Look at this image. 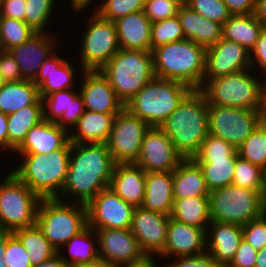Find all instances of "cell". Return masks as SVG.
<instances>
[{"instance_id":"17","label":"cell","mask_w":266,"mask_h":267,"mask_svg":"<svg viewBox=\"0 0 266 267\" xmlns=\"http://www.w3.org/2000/svg\"><path fill=\"white\" fill-rule=\"evenodd\" d=\"M170 216L135 207L130 231L146 255L159 256L165 248Z\"/></svg>"},{"instance_id":"56","label":"cell","mask_w":266,"mask_h":267,"mask_svg":"<svg viewBox=\"0 0 266 267\" xmlns=\"http://www.w3.org/2000/svg\"><path fill=\"white\" fill-rule=\"evenodd\" d=\"M159 258L157 255H144L142 258L134 260L126 265L121 267H164L163 263L161 266L158 265L159 260L155 259ZM158 265V266H157Z\"/></svg>"},{"instance_id":"13","label":"cell","mask_w":266,"mask_h":267,"mask_svg":"<svg viewBox=\"0 0 266 267\" xmlns=\"http://www.w3.org/2000/svg\"><path fill=\"white\" fill-rule=\"evenodd\" d=\"M258 127V111L208 105V132L236 149Z\"/></svg>"},{"instance_id":"49","label":"cell","mask_w":266,"mask_h":267,"mask_svg":"<svg viewBox=\"0 0 266 267\" xmlns=\"http://www.w3.org/2000/svg\"><path fill=\"white\" fill-rule=\"evenodd\" d=\"M243 238L257 251L266 247V212L242 226Z\"/></svg>"},{"instance_id":"9","label":"cell","mask_w":266,"mask_h":267,"mask_svg":"<svg viewBox=\"0 0 266 267\" xmlns=\"http://www.w3.org/2000/svg\"><path fill=\"white\" fill-rule=\"evenodd\" d=\"M211 221L243 226L266 212V198L257 190L229 184L210 192Z\"/></svg>"},{"instance_id":"32","label":"cell","mask_w":266,"mask_h":267,"mask_svg":"<svg viewBox=\"0 0 266 267\" xmlns=\"http://www.w3.org/2000/svg\"><path fill=\"white\" fill-rule=\"evenodd\" d=\"M65 249L68 250L69 256L64 252ZM63 252L64 254H62ZM58 253L68 267L84 265L96 261L99 259V253L98 237L95 230L87 225L82 231L64 244L58 250Z\"/></svg>"},{"instance_id":"2","label":"cell","mask_w":266,"mask_h":267,"mask_svg":"<svg viewBox=\"0 0 266 267\" xmlns=\"http://www.w3.org/2000/svg\"><path fill=\"white\" fill-rule=\"evenodd\" d=\"M160 128L183 159H192L209 134L208 104L199 89H193Z\"/></svg>"},{"instance_id":"58","label":"cell","mask_w":266,"mask_h":267,"mask_svg":"<svg viewBox=\"0 0 266 267\" xmlns=\"http://www.w3.org/2000/svg\"><path fill=\"white\" fill-rule=\"evenodd\" d=\"M253 15L266 27V0H256Z\"/></svg>"},{"instance_id":"21","label":"cell","mask_w":266,"mask_h":267,"mask_svg":"<svg viewBox=\"0 0 266 267\" xmlns=\"http://www.w3.org/2000/svg\"><path fill=\"white\" fill-rule=\"evenodd\" d=\"M40 98L44 120L56 123L68 132L85 112L83 98L78 88L61 90Z\"/></svg>"},{"instance_id":"35","label":"cell","mask_w":266,"mask_h":267,"mask_svg":"<svg viewBox=\"0 0 266 267\" xmlns=\"http://www.w3.org/2000/svg\"><path fill=\"white\" fill-rule=\"evenodd\" d=\"M170 218L206 231L211 222L209 197L174 198Z\"/></svg>"},{"instance_id":"19","label":"cell","mask_w":266,"mask_h":267,"mask_svg":"<svg viewBox=\"0 0 266 267\" xmlns=\"http://www.w3.org/2000/svg\"><path fill=\"white\" fill-rule=\"evenodd\" d=\"M83 80H82V79ZM77 87L82 95L85 110L102 114H118L124 104L117 98L114 89L99 70L80 73Z\"/></svg>"},{"instance_id":"54","label":"cell","mask_w":266,"mask_h":267,"mask_svg":"<svg viewBox=\"0 0 266 267\" xmlns=\"http://www.w3.org/2000/svg\"><path fill=\"white\" fill-rule=\"evenodd\" d=\"M26 0H0V16L24 22Z\"/></svg>"},{"instance_id":"50","label":"cell","mask_w":266,"mask_h":267,"mask_svg":"<svg viewBox=\"0 0 266 267\" xmlns=\"http://www.w3.org/2000/svg\"><path fill=\"white\" fill-rule=\"evenodd\" d=\"M167 261L164 267H221L207 251L195 256L174 257Z\"/></svg>"},{"instance_id":"5","label":"cell","mask_w":266,"mask_h":267,"mask_svg":"<svg viewBox=\"0 0 266 267\" xmlns=\"http://www.w3.org/2000/svg\"><path fill=\"white\" fill-rule=\"evenodd\" d=\"M192 90L180 81L155 76L124 108L151 127H160Z\"/></svg>"},{"instance_id":"1","label":"cell","mask_w":266,"mask_h":267,"mask_svg":"<svg viewBox=\"0 0 266 267\" xmlns=\"http://www.w3.org/2000/svg\"><path fill=\"white\" fill-rule=\"evenodd\" d=\"M115 165L106 143H72L67 176L57 198L87 205L109 187Z\"/></svg>"},{"instance_id":"3","label":"cell","mask_w":266,"mask_h":267,"mask_svg":"<svg viewBox=\"0 0 266 267\" xmlns=\"http://www.w3.org/2000/svg\"><path fill=\"white\" fill-rule=\"evenodd\" d=\"M72 143L50 154H16L21 161L11 170L29 189L41 199L57 198L62 190L69 166ZM20 165V166H19Z\"/></svg>"},{"instance_id":"30","label":"cell","mask_w":266,"mask_h":267,"mask_svg":"<svg viewBox=\"0 0 266 267\" xmlns=\"http://www.w3.org/2000/svg\"><path fill=\"white\" fill-rule=\"evenodd\" d=\"M117 114H102L85 110L69 132L71 143H106Z\"/></svg>"},{"instance_id":"63","label":"cell","mask_w":266,"mask_h":267,"mask_svg":"<svg viewBox=\"0 0 266 267\" xmlns=\"http://www.w3.org/2000/svg\"><path fill=\"white\" fill-rule=\"evenodd\" d=\"M73 267H117V266L109 263L106 260L97 259L94 262L84 264V265L73 266Z\"/></svg>"},{"instance_id":"6","label":"cell","mask_w":266,"mask_h":267,"mask_svg":"<svg viewBox=\"0 0 266 267\" xmlns=\"http://www.w3.org/2000/svg\"><path fill=\"white\" fill-rule=\"evenodd\" d=\"M199 90L204 94L208 105L258 111L266 101L260 76L252 69L215 77Z\"/></svg>"},{"instance_id":"67","label":"cell","mask_w":266,"mask_h":267,"mask_svg":"<svg viewBox=\"0 0 266 267\" xmlns=\"http://www.w3.org/2000/svg\"><path fill=\"white\" fill-rule=\"evenodd\" d=\"M182 4H185L188 0H179Z\"/></svg>"},{"instance_id":"47","label":"cell","mask_w":266,"mask_h":267,"mask_svg":"<svg viewBox=\"0 0 266 267\" xmlns=\"http://www.w3.org/2000/svg\"><path fill=\"white\" fill-rule=\"evenodd\" d=\"M181 5L179 0H146L142 11L154 23L177 16Z\"/></svg>"},{"instance_id":"40","label":"cell","mask_w":266,"mask_h":267,"mask_svg":"<svg viewBox=\"0 0 266 267\" xmlns=\"http://www.w3.org/2000/svg\"><path fill=\"white\" fill-rule=\"evenodd\" d=\"M232 184L259 191L266 198L265 170L249 161L237 158Z\"/></svg>"},{"instance_id":"14","label":"cell","mask_w":266,"mask_h":267,"mask_svg":"<svg viewBox=\"0 0 266 267\" xmlns=\"http://www.w3.org/2000/svg\"><path fill=\"white\" fill-rule=\"evenodd\" d=\"M86 206L88 225L94 230L130 229L135 207L109 187L100 191Z\"/></svg>"},{"instance_id":"62","label":"cell","mask_w":266,"mask_h":267,"mask_svg":"<svg viewBox=\"0 0 266 267\" xmlns=\"http://www.w3.org/2000/svg\"><path fill=\"white\" fill-rule=\"evenodd\" d=\"M258 126L266 132V101L258 109Z\"/></svg>"},{"instance_id":"10","label":"cell","mask_w":266,"mask_h":267,"mask_svg":"<svg viewBox=\"0 0 266 267\" xmlns=\"http://www.w3.org/2000/svg\"><path fill=\"white\" fill-rule=\"evenodd\" d=\"M8 172L0 180V227L13 233L36 224L41 198L11 170Z\"/></svg>"},{"instance_id":"8","label":"cell","mask_w":266,"mask_h":267,"mask_svg":"<svg viewBox=\"0 0 266 267\" xmlns=\"http://www.w3.org/2000/svg\"><path fill=\"white\" fill-rule=\"evenodd\" d=\"M36 224L50 244L59 250L88 225L87 206L58 198L40 200Z\"/></svg>"},{"instance_id":"48","label":"cell","mask_w":266,"mask_h":267,"mask_svg":"<svg viewBox=\"0 0 266 267\" xmlns=\"http://www.w3.org/2000/svg\"><path fill=\"white\" fill-rule=\"evenodd\" d=\"M4 262L7 267H32L25 247L13 233L6 240Z\"/></svg>"},{"instance_id":"42","label":"cell","mask_w":266,"mask_h":267,"mask_svg":"<svg viewBox=\"0 0 266 267\" xmlns=\"http://www.w3.org/2000/svg\"><path fill=\"white\" fill-rule=\"evenodd\" d=\"M239 156L266 171V132L257 127L237 149Z\"/></svg>"},{"instance_id":"57","label":"cell","mask_w":266,"mask_h":267,"mask_svg":"<svg viewBox=\"0 0 266 267\" xmlns=\"http://www.w3.org/2000/svg\"><path fill=\"white\" fill-rule=\"evenodd\" d=\"M7 115L0 111V150L1 153L8 152V125ZM5 150V151H4Z\"/></svg>"},{"instance_id":"34","label":"cell","mask_w":266,"mask_h":267,"mask_svg":"<svg viewBox=\"0 0 266 267\" xmlns=\"http://www.w3.org/2000/svg\"><path fill=\"white\" fill-rule=\"evenodd\" d=\"M264 28L253 13L231 15L223 24L222 38L251 51Z\"/></svg>"},{"instance_id":"59","label":"cell","mask_w":266,"mask_h":267,"mask_svg":"<svg viewBox=\"0 0 266 267\" xmlns=\"http://www.w3.org/2000/svg\"><path fill=\"white\" fill-rule=\"evenodd\" d=\"M94 0H69V5L71 4V9L75 11V13H80L82 12L83 14V11L88 9V6L90 7L91 6V9L92 7H94L96 3H93ZM93 3V5H92Z\"/></svg>"},{"instance_id":"28","label":"cell","mask_w":266,"mask_h":267,"mask_svg":"<svg viewBox=\"0 0 266 267\" xmlns=\"http://www.w3.org/2000/svg\"><path fill=\"white\" fill-rule=\"evenodd\" d=\"M178 19L186 39L207 49L222 38L223 25L202 17L196 11L182 4Z\"/></svg>"},{"instance_id":"4","label":"cell","mask_w":266,"mask_h":267,"mask_svg":"<svg viewBox=\"0 0 266 267\" xmlns=\"http://www.w3.org/2000/svg\"><path fill=\"white\" fill-rule=\"evenodd\" d=\"M154 75L180 81L192 89L203 86L206 49L184 39L151 50Z\"/></svg>"},{"instance_id":"36","label":"cell","mask_w":266,"mask_h":267,"mask_svg":"<svg viewBox=\"0 0 266 267\" xmlns=\"http://www.w3.org/2000/svg\"><path fill=\"white\" fill-rule=\"evenodd\" d=\"M39 98V89L30 80L5 82L0 87V111L8 115L33 105Z\"/></svg>"},{"instance_id":"15","label":"cell","mask_w":266,"mask_h":267,"mask_svg":"<svg viewBox=\"0 0 266 267\" xmlns=\"http://www.w3.org/2000/svg\"><path fill=\"white\" fill-rule=\"evenodd\" d=\"M171 139L160 127H150L141 144L140 154L134 163L148 172H173L183 161Z\"/></svg>"},{"instance_id":"26","label":"cell","mask_w":266,"mask_h":267,"mask_svg":"<svg viewBox=\"0 0 266 267\" xmlns=\"http://www.w3.org/2000/svg\"><path fill=\"white\" fill-rule=\"evenodd\" d=\"M146 172L134 163L116 164L109 188L134 207H141L145 196Z\"/></svg>"},{"instance_id":"18","label":"cell","mask_w":266,"mask_h":267,"mask_svg":"<svg viewBox=\"0 0 266 267\" xmlns=\"http://www.w3.org/2000/svg\"><path fill=\"white\" fill-rule=\"evenodd\" d=\"M99 259L121 267L142 258V251L130 229H96Z\"/></svg>"},{"instance_id":"24","label":"cell","mask_w":266,"mask_h":267,"mask_svg":"<svg viewBox=\"0 0 266 267\" xmlns=\"http://www.w3.org/2000/svg\"><path fill=\"white\" fill-rule=\"evenodd\" d=\"M242 239V226L211 221L206 230V251L221 267H227Z\"/></svg>"},{"instance_id":"38","label":"cell","mask_w":266,"mask_h":267,"mask_svg":"<svg viewBox=\"0 0 266 267\" xmlns=\"http://www.w3.org/2000/svg\"><path fill=\"white\" fill-rule=\"evenodd\" d=\"M238 157L239 154L236 151L228 159L194 160L201 168L210 192L232 184Z\"/></svg>"},{"instance_id":"16","label":"cell","mask_w":266,"mask_h":267,"mask_svg":"<svg viewBox=\"0 0 266 267\" xmlns=\"http://www.w3.org/2000/svg\"><path fill=\"white\" fill-rule=\"evenodd\" d=\"M248 69H251L250 51L236 42L221 38L206 49L203 85L215 77Z\"/></svg>"},{"instance_id":"55","label":"cell","mask_w":266,"mask_h":267,"mask_svg":"<svg viewBox=\"0 0 266 267\" xmlns=\"http://www.w3.org/2000/svg\"><path fill=\"white\" fill-rule=\"evenodd\" d=\"M231 15L251 14L256 0H223Z\"/></svg>"},{"instance_id":"22","label":"cell","mask_w":266,"mask_h":267,"mask_svg":"<svg viewBox=\"0 0 266 267\" xmlns=\"http://www.w3.org/2000/svg\"><path fill=\"white\" fill-rule=\"evenodd\" d=\"M206 252V231L169 219L167 240L159 259L195 256ZM173 256V257H172ZM166 258V259H165Z\"/></svg>"},{"instance_id":"64","label":"cell","mask_w":266,"mask_h":267,"mask_svg":"<svg viewBox=\"0 0 266 267\" xmlns=\"http://www.w3.org/2000/svg\"><path fill=\"white\" fill-rule=\"evenodd\" d=\"M255 267H266V247L258 250Z\"/></svg>"},{"instance_id":"61","label":"cell","mask_w":266,"mask_h":267,"mask_svg":"<svg viewBox=\"0 0 266 267\" xmlns=\"http://www.w3.org/2000/svg\"><path fill=\"white\" fill-rule=\"evenodd\" d=\"M32 267H68L64 260L60 257L59 253L53 257L47 259L45 262H42L39 265Z\"/></svg>"},{"instance_id":"27","label":"cell","mask_w":266,"mask_h":267,"mask_svg":"<svg viewBox=\"0 0 266 267\" xmlns=\"http://www.w3.org/2000/svg\"><path fill=\"white\" fill-rule=\"evenodd\" d=\"M115 22L121 49L151 51V21L139 11L118 18Z\"/></svg>"},{"instance_id":"46","label":"cell","mask_w":266,"mask_h":267,"mask_svg":"<svg viewBox=\"0 0 266 267\" xmlns=\"http://www.w3.org/2000/svg\"><path fill=\"white\" fill-rule=\"evenodd\" d=\"M185 5L202 17L222 25L231 16L223 0H188Z\"/></svg>"},{"instance_id":"66","label":"cell","mask_w":266,"mask_h":267,"mask_svg":"<svg viewBox=\"0 0 266 267\" xmlns=\"http://www.w3.org/2000/svg\"><path fill=\"white\" fill-rule=\"evenodd\" d=\"M5 83L3 77H2V74L0 72V87Z\"/></svg>"},{"instance_id":"43","label":"cell","mask_w":266,"mask_h":267,"mask_svg":"<svg viewBox=\"0 0 266 267\" xmlns=\"http://www.w3.org/2000/svg\"><path fill=\"white\" fill-rule=\"evenodd\" d=\"M151 50L186 39L178 16L151 23Z\"/></svg>"},{"instance_id":"25","label":"cell","mask_w":266,"mask_h":267,"mask_svg":"<svg viewBox=\"0 0 266 267\" xmlns=\"http://www.w3.org/2000/svg\"><path fill=\"white\" fill-rule=\"evenodd\" d=\"M69 141V132L46 120L33 126L12 154H50Z\"/></svg>"},{"instance_id":"51","label":"cell","mask_w":266,"mask_h":267,"mask_svg":"<svg viewBox=\"0 0 266 267\" xmlns=\"http://www.w3.org/2000/svg\"><path fill=\"white\" fill-rule=\"evenodd\" d=\"M0 72L5 82H18L24 80L20 67L9 51L0 50Z\"/></svg>"},{"instance_id":"53","label":"cell","mask_w":266,"mask_h":267,"mask_svg":"<svg viewBox=\"0 0 266 267\" xmlns=\"http://www.w3.org/2000/svg\"><path fill=\"white\" fill-rule=\"evenodd\" d=\"M250 63L251 69H255L254 72L257 70V74L266 68V28L260 33L255 46L250 51Z\"/></svg>"},{"instance_id":"60","label":"cell","mask_w":266,"mask_h":267,"mask_svg":"<svg viewBox=\"0 0 266 267\" xmlns=\"http://www.w3.org/2000/svg\"><path fill=\"white\" fill-rule=\"evenodd\" d=\"M11 232L5 228L0 227V267H7L4 262V252L6 249V240Z\"/></svg>"},{"instance_id":"20","label":"cell","mask_w":266,"mask_h":267,"mask_svg":"<svg viewBox=\"0 0 266 267\" xmlns=\"http://www.w3.org/2000/svg\"><path fill=\"white\" fill-rule=\"evenodd\" d=\"M56 32H38L30 40L8 51L17 61L24 80L33 81L44 61L50 57L60 44ZM58 42V43H57Z\"/></svg>"},{"instance_id":"39","label":"cell","mask_w":266,"mask_h":267,"mask_svg":"<svg viewBox=\"0 0 266 267\" xmlns=\"http://www.w3.org/2000/svg\"><path fill=\"white\" fill-rule=\"evenodd\" d=\"M37 33L23 21L0 16V50L8 51L27 42Z\"/></svg>"},{"instance_id":"45","label":"cell","mask_w":266,"mask_h":267,"mask_svg":"<svg viewBox=\"0 0 266 267\" xmlns=\"http://www.w3.org/2000/svg\"><path fill=\"white\" fill-rule=\"evenodd\" d=\"M237 149L227 141L208 134L201 143L199 151L192 158L193 160L228 159Z\"/></svg>"},{"instance_id":"23","label":"cell","mask_w":266,"mask_h":267,"mask_svg":"<svg viewBox=\"0 0 266 267\" xmlns=\"http://www.w3.org/2000/svg\"><path fill=\"white\" fill-rule=\"evenodd\" d=\"M56 50L41 65L35 79L32 81L39 89L40 97H45L51 93L61 90L72 89L75 84L77 74L80 72L75 68L74 62L62 57ZM61 56V57H60ZM76 74V75H75Z\"/></svg>"},{"instance_id":"37","label":"cell","mask_w":266,"mask_h":267,"mask_svg":"<svg viewBox=\"0 0 266 267\" xmlns=\"http://www.w3.org/2000/svg\"><path fill=\"white\" fill-rule=\"evenodd\" d=\"M25 247L31 265H39L58 253L44 236L37 224L13 232Z\"/></svg>"},{"instance_id":"41","label":"cell","mask_w":266,"mask_h":267,"mask_svg":"<svg viewBox=\"0 0 266 267\" xmlns=\"http://www.w3.org/2000/svg\"><path fill=\"white\" fill-rule=\"evenodd\" d=\"M56 2L57 0H26L24 22L36 32H50L47 25L50 24L52 15H55Z\"/></svg>"},{"instance_id":"29","label":"cell","mask_w":266,"mask_h":267,"mask_svg":"<svg viewBox=\"0 0 266 267\" xmlns=\"http://www.w3.org/2000/svg\"><path fill=\"white\" fill-rule=\"evenodd\" d=\"M173 202V172L146 173L145 196L141 207L170 216Z\"/></svg>"},{"instance_id":"12","label":"cell","mask_w":266,"mask_h":267,"mask_svg":"<svg viewBox=\"0 0 266 267\" xmlns=\"http://www.w3.org/2000/svg\"><path fill=\"white\" fill-rule=\"evenodd\" d=\"M150 125L123 108L114 118L107 148L116 164L135 163Z\"/></svg>"},{"instance_id":"52","label":"cell","mask_w":266,"mask_h":267,"mask_svg":"<svg viewBox=\"0 0 266 267\" xmlns=\"http://www.w3.org/2000/svg\"><path fill=\"white\" fill-rule=\"evenodd\" d=\"M257 254L258 251L243 238L233 260L227 267H255Z\"/></svg>"},{"instance_id":"65","label":"cell","mask_w":266,"mask_h":267,"mask_svg":"<svg viewBox=\"0 0 266 267\" xmlns=\"http://www.w3.org/2000/svg\"><path fill=\"white\" fill-rule=\"evenodd\" d=\"M259 76H261L260 77L261 85H262L264 92L266 93V68L261 72ZM263 76H264V79H262Z\"/></svg>"},{"instance_id":"33","label":"cell","mask_w":266,"mask_h":267,"mask_svg":"<svg viewBox=\"0 0 266 267\" xmlns=\"http://www.w3.org/2000/svg\"><path fill=\"white\" fill-rule=\"evenodd\" d=\"M44 120L43 104L39 98L33 105L7 115L8 151L14 152L25 140L30 129Z\"/></svg>"},{"instance_id":"7","label":"cell","mask_w":266,"mask_h":267,"mask_svg":"<svg viewBox=\"0 0 266 267\" xmlns=\"http://www.w3.org/2000/svg\"><path fill=\"white\" fill-rule=\"evenodd\" d=\"M124 104L154 77L151 51L120 49L100 70Z\"/></svg>"},{"instance_id":"11","label":"cell","mask_w":266,"mask_h":267,"mask_svg":"<svg viewBox=\"0 0 266 267\" xmlns=\"http://www.w3.org/2000/svg\"><path fill=\"white\" fill-rule=\"evenodd\" d=\"M90 11L93 13L86 19L89 23L79 42L80 72L100 70L121 49L115 22Z\"/></svg>"},{"instance_id":"44","label":"cell","mask_w":266,"mask_h":267,"mask_svg":"<svg viewBox=\"0 0 266 267\" xmlns=\"http://www.w3.org/2000/svg\"><path fill=\"white\" fill-rule=\"evenodd\" d=\"M146 0H102L93 9L102 19L116 21L127 14L142 11ZM102 2V3H101Z\"/></svg>"},{"instance_id":"31","label":"cell","mask_w":266,"mask_h":267,"mask_svg":"<svg viewBox=\"0 0 266 267\" xmlns=\"http://www.w3.org/2000/svg\"><path fill=\"white\" fill-rule=\"evenodd\" d=\"M203 173L193 159H184L173 171V197H209Z\"/></svg>"}]
</instances>
